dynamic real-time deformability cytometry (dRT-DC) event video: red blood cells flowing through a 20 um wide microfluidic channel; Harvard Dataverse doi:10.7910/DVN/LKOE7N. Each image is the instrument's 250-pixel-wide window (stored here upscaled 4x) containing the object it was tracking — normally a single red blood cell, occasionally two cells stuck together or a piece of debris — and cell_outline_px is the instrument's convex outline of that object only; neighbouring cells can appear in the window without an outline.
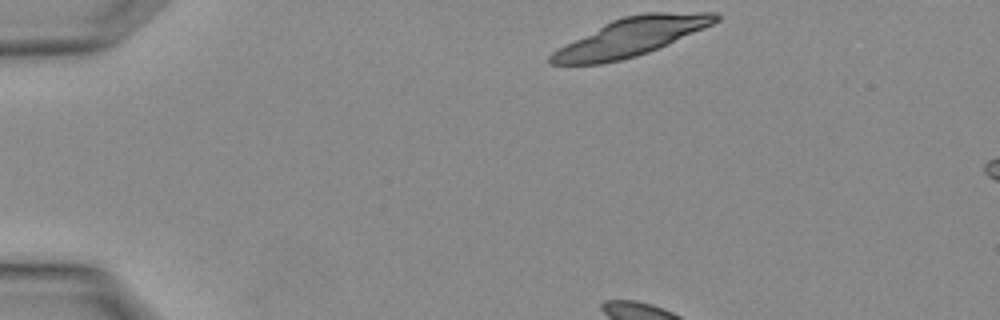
{"species": "Egyptian fruit bat (a non-hibernating species)", "species_latin": "Rousettus aegyptiacus", "temperature_condition": "warm", "stored_images_in_passage": 3, "segment_of_instrument_passage": [1, 2], "camera_frame_rate_fps": 3000, "um_per_image_px": 0.085, "animal": {"sex": "female"}, "frame": {"image": 1, "passage_image": 1, "time_ms": 0.0, "image_size_px": [1000, 320], "cell_outline_px": [[720, 20], [704, 28], [668, 44], [648, 52], [636, 56], [620, 60], [600, 64], [548, 64], [548, 56], [552, 52], [564, 44], [612, 20], [624, 16], [648, 12], [716, 12], [720, 16]], "centroid_in_image_um": [53.63, 3.14], "position_along_channel_um": 31.4, "area_um2": 36.36}}